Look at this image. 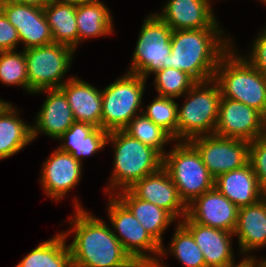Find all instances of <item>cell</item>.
<instances>
[{"mask_svg":"<svg viewBox=\"0 0 266 267\" xmlns=\"http://www.w3.org/2000/svg\"><path fill=\"white\" fill-rule=\"evenodd\" d=\"M156 14L172 30L222 28L212 8V0H166Z\"/></svg>","mask_w":266,"mask_h":267,"instance_id":"e0dca14e","label":"cell"},{"mask_svg":"<svg viewBox=\"0 0 266 267\" xmlns=\"http://www.w3.org/2000/svg\"><path fill=\"white\" fill-rule=\"evenodd\" d=\"M158 96L180 98L197 82L187 73L174 68H163L153 74Z\"/></svg>","mask_w":266,"mask_h":267,"instance_id":"d6a6232c","label":"cell"},{"mask_svg":"<svg viewBox=\"0 0 266 267\" xmlns=\"http://www.w3.org/2000/svg\"><path fill=\"white\" fill-rule=\"evenodd\" d=\"M19 44L17 29L0 10V52L16 50Z\"/></svg>","mask_w":266,"mask_h":267,"instance_id":"d590c367","label":"cell"},{"mask_svg":"<svg viewBox=\"0 0 266 267\" xmlns=\"http://www.w3.org/2000/svg\"><path fill=\"white\" fill-rule=\"evenodd\" d=\"M109 142L114 149V165L104 194L114 195L129 189L135 182L163 167V156L157 150L131 137L124 130L110 131L107 144Z\"/></svg>","mask_w":266,"mask_h":267,"instance_id":"3957f363","label":"cell"},{"mask_svg":"<svg viewBox=\"0 0 266 267\" xmlns=\"http://www.w3.org/2000/svg\"><path fill=\"white\" fill-rule=\"evenodd\" d=\"M261 31V32H260ZM251 43L250 54L243 57L258 71L266 76V27L260 30Z\"/></svg>","mask_w":266,"mask_h":267,"instance_id":"e575fe53","label":"cell"},{"mask_svg":"<svg viewBox=\"0 0 266 267\" xmlns=\"http://www.w3.org/2000/svg\"><path fill=\"white\" fill-rule=\"evenodd\" d=\"M0 10L17 29L20 44L24 47L23 50L53 43L52 33L43 8L0 1Z\"/></svg>","mask_w":266,"mask_h":267,"instance_id":"4fadbf2b","label":"cell"},{"mask_svg":"<svg viewBox=\"0 0 266 267\" xmlns=\"http://www.w3.org/2000/svg\"><path fill=\"white\" fill-rule=\"evenodd\" d=\"M214 187L238 208L255 204L266 196L250 162L215 178Z\"/></svg>","mask_w":266,"mask_h":267,"instance_id":"44dd1931","label":"cell"},{"mask_svg":"<svg viewBox=\"0 0 266 267\" xmlns=\"http://www.w3.org/2000/svg\"><path fill=\"white\" fill-rule=\"evenodd\" d=\"M178 104V141H190L199 136L214 134L218 120L221 91L214 80L197 82Z\"/></svg>","mask_w":266,"mask_h":267,"instance_id":"5b68a950","label":"cell"},{"mask_svg":"<svg viewBox=\"0 0 266 267\" xmlns=\"http://www.w3.org/2000/svg\"><path fill=\"white\" fill-rule=\"evenodd\" d=\"M39 93H46L47 97L35 117L34 124H31L32 140L39 134L58 140L75 122L72 109L60 89H44L33 94Z\"/></svg>","mask_w":266,"mask_h":267,"instance_id":"ac0fdd59","label":"cell"},{"mask_svg":"<svg viewBox=\"0 0 266 267\" xmlns=\"http://www.w3.org/2000/svg\"><path fill=\"white\" fill-rule=\"evenodd\" d=\"M73 201L75 213L67 220L72 227L62 231L66 238L75 234L68 244L73 267H140L105 221L87 212L78 197Z\"/></svg>","mask_w":266,"mask_h":267,"instance_id":"6da1fadb","label":"cell"},{"mask_svg":"<svg viewBox=\"0 0 266 267\" xmlns=\"http://www.w3.org/2000/svg\"><path fill=\"white\" fill-rule=\"evenodd\" d=\"M172 32V28L156 13L146 16L127 72L147 79L149 75L168 68Z\"/></svg>","mask_w":266,"mask_h":267,"instance_id":"9c48e42d","label":"cell"},{"mask_svg":"<svg viewBox=\"0 0 266 267\" xmlns=\"http://www.w3.org/2000/svg\"><path fill=\"white\" fill-rule=\"evenodd\" d=\"M239 208L215 187L187 205L186 216L201 225L234 233Z\"/></svg>","mask_w":266,"mask_h":267,"instance_id":"2e32d148","label":"cell"},{"mask_svg":"<svg viewBox=\"0 0 266 267\" xmlns=\"http://www.w3.org/2000/svg\"><path fill=\"white\" fill-rule=\"evenodd\" d=\"M147 79L125 72L122 77L102 89L101 129L123 130L142 113Z\"/></svg>","mask_w":266,"mask_h":267,"instance_id":"52a82bcc","label":"cell"},{"mask_svg":"<svg viewBox=\"0 0 266 267\" xmlns=\"http://www.w3.org/2000/svg\"><path fill=\"white\" fill-rule=\"evenodd\" d=\"M59 89L65 94L75 121L101 128L102 90L78 76H72Z\"/></svg>","mask_w":266,"mask_h":267,"instance_id":"ffe728a7","label":"cell"},{"mask_svg":"<svg viewBox=\"0 0 266 267\" xmlns=\"http://www.w3.org/2000/svg\"><path fill=\"white\" fill-rule=\"evenodd\" d=\"M0 52V82L6 86H19L29 93L27 62L24 50Z\"/></svg>","mask_w":266,"mask_h":267,"instance_id":"1f68e13d","label":"cell"},{"mask_svg":"<svg viewBox=\"0 0 266 267\" xmlns=\"http://www.w3.org/2000/svg\"><path fill=\"white\" fill-rule=\"evenodd\" d=\"M107 131L86 122L75 121L57 141L61 151L70 153L82 163L84 157L98 153L107 145Z\"/></svg>","mask_w":266,"mask_h":267,"instance_id":"603a6c76","label":"cell"},{"mask_svg":"<svg viewBox=\"0 0 266 267\" xmlns=\"http://www.w3.org/2000/svg\"><path fill=\"white\" fill-rule=\"evenodd\" d=\"M168 245L169 251L161 246L159 259L153 267H166L162 257L167 256L168 252L185 267H206L201 249L197 246L191 232L181 222H177L171 243Z\"/></svg>","mask_w":266,"mask_h":267,"instance_id":"f1b7e54d","label":"cell"},{"mask_svg":"<svg viewBox=\"0 0 266 267\" xmlns=\"http://www.w3.org/2000/svg\"><path fill=\"white\" fill-rule=\"evenodd\" d=\"M189 142L197 149L214 179L249 162L250 142L216 134L195 137Z\"/></svg>","mask_w":266,"mask_h":267,"instance_id":"8fae6325","label":"cell"},{"mask_svg":"<svg viewBox=\"0 0 266 267\" xmlns=\"http://www.w3.org/2000/svg\"><path fill=\"white\" fill-rule=\"evenodd\" d=\"M201 249L206 267H228L235 263L232 248L234 233L193 222L187 216L180 221Z\"/></svg>","mask_w":266,"mask_h":267,"instance_id":"d6986e66","label":"cell"},{"mask_svg":"<svg viewBox=\"0 0 266 267\" xmlns=\"http://www.w3.org/2000/svg\"><path fill=\"white\" fill-rule=\"evenodd\" d=\"M0 1H10L19 4L35 6L38 8H44L52 0H0Z\"/></svg>","mask_w":266,"mask_h":267,"instance_id":"8d00e7d4","label":"cell"},{"mask_svg":"<svg viewBox=\"0 0 266 267\" xmlns=\"http://www.w3.org/2000/svg\"><path fill=\"white\" fill-rule=\"evenodd\" d=\"M112 18L109 8L101 0L76 2L78 46L88 38L106 37L113 33Z\"/></svg>","mask_w":266,"mask_h":267,"instance_id":"4316f807","label":"cell"},{"mask_svg":"<svg viewBox=\"0 0 266 267\" xmlns=\"http://www.w3.org/2000/svg\"><path fill=\"white\" fill-rule=\"evenodd\" d=\"M232 46L219 60L214 80L221 96L254 108L266 117V76Z\"/></svg>","mask_w":266,"mask_h":267,"instance_id":"277c9868","label":"cell"},{"mask_svg":"<svg viewBox=\"0 0 266 267\" xmlns=\"http://www.w3.org/2000/svg\"><path fill=\"white\" fill-rule=\"evenodd\" d=\"M163 156L167 170L185 205L214 188L215 179L204 165L201 155L189 141H175Z\"/></svg>","mask_w":266,"mask_h":267,"instance_id":"8992f818","label":"cell"},{"mask_svg":"<svg viewBox=\"0 0 266 267\" xmlns=\"http://www.w3.org/2000/svg\"><path fill=\"white\" fill-rule=\"evenodd\" d=\"M108 199L106 212L112 232L140 267H153L159 259L161 246L115 195H109Z\"/></svg>","mask_w":266,"mask_h":267,"instance_id":"ba28073f","label":"cell"},{"mask_svg":"<svg viewBox=\"0 0 266 267\" xmlns=\"http://www.w3.org/2000/svg\"><path fill=\"white\" fill-rule=\"evenodd\" d=\"M114 195L132 212L150 236L160 246H164L163 234L176 219L163 208L135 197L128 189Z\"/></svg>","mask_w":266,"mask_h":267,"instance_id":"cb8c5ba5","label":"cell"},{"mask_svg":"<svg viewBox=\"0 0 266 267\" xmlns=\"http://www.w3.org/2000/svg\"><path fill=\"white\" fill-rule=\"evenodd\" d=\"M8 101H4L3 99H0V110L7 104Z\"/></svg>","mask_w":266,"mask_h":267,"instance_id":"ab89813d","label":"cell"},{"mask_svg":"<svg viewBox=\"0 0 266 267\" xmlns=\"http://www.w3.org/2000/svg\"><path fill=\"white\" fill-rule=\"evenodd\" d=\"M128 190L135 197L168 211L178 222L187 214V206L164 167L135 182Z\"/></svg>","mask_w":266,"mask_h":267,"instance_id":"9a60e30c","label":"cell"},{"mask_svg":"<svg viewBox=\"0 0 266 267\" xmlns=\"http://www.w3.org/2000/svg\"><path fill=\"white\" fill-rule=\"evenodd\" d=\"M228 267H253V256L251 258L242 257L238 263Z\"/></svg>","mask_w":266,"mask_h":267,"instance_id":"74e56055","label":"cell"},{"mask_svg":"<svg viewBox=\"0 0 266 267\" xmlns=\"http://www.w3.org/2000/svg\"><path fill=\"white\" fill-rule=\"evenodd\" d=\"M50 27L53 42L77 50L78 27L76 23V2L52 0L43 8Z\"/></svg>","mask_w":266,"mask_h":267,"instance_id":"484cf974","label":"cell"},{"mask_svg":"<svg viewBox=\"0 0 266 267\" xmlns=\"http://www.w3.org/2000/svg\"><path fill=\"white\" fill-rule=\"evenodd\" d=\"M214 134L252 142L266 134L265 117L242 102L221 96Z\"/></svg>","mask_w":266,"mask_h":267,"instance_id":"7c38bea8","label":"cell"},{"mask_svg":"<svg viewBox=\"0 0 266 267\" xmlns=\"http://www.w3.org/2000/svg\"><path fill=\"white\" fill-rule=\"evenodd\" d=\"M249 162L262 191L266 194V134L250 142Z\"/></svg>","mask_w":266,"mask_h":267,"instance_id":"836d02e7","label":"cell"},{"mask_svg":"<svg viewBox=\"0 0 266 267\" xmlns=\"http://www.w3.org/2000/svg\"><path fill=\"white\" fill-rule=\"evenodd\" d=\"M255 257V255L253 256V267H266V258H262V259H258Z\"/></svg>","mask_w":266,"mask_h":267,"instance_id":"f35d334b","label":"cell"},{"mask_svg":"<svg viewBox=\"0 0 266 267\" xmlns=\"http://www.w3.org/2000/svg\"><path fill=\"white\" fill-rule=\"evenodd\" d=\"M83 164L70 153L55 149L45 160L40 171V184L45 195L59 202L82 179Z\"/></svg>","mask_w":266,"mask_h":267,"instance_id":"5bb4252c","label":"cell"},{"mask_svg":"<svg viewBox=\"0 0 266 267\" xmlns=\"http://www.w3.org/2000/svg\"><path fill=\"white\" fill-rule=\"evenodd\" d=\"M123 130L141 143L154 148L162 156L167 152L165 144L175 142L168 132L153 123L143 113L136 115Z\"/></svg>","mask_w":266,"mask_h":267,"instance_id":"f546056e","label":"cell"},{"mask_svg":"<svg viewBox=\"0 0 266 267\" xmlns=\"http://www.w3.org/2000/svg\"><path fill=\"white\" fill-rule=\"evenodd\" d=\"M15 267H73L67 238L60 232L41 242Z\"/></svg>","mask_w":266,"mask_h":267,"instance_id":"83f0119b","label":"cell"},{"mask_svg":"<svg viewBox=\"0 0 266 267\" xmlns=\"http://www.w3.org/2000/svg\"><path fill=\"white\" fill-rule=\"evenodd\" d=\"M178 104L174 98L156 96L142 113L178 141Z\"/></svg>","mask_w":266,"mask_h":267,"instance_id":"4dcf8cb0","label":"cell"},{"mask_svg":"<svg viewBox=\"0 0 266 267\" xmlns=\"http://www.w3.org/2000/svg\"><path fill=\"white\" fill-rule=\"evenodd\" d=\"M12 103L0 110V161L10 158L29 145L32 140V126L19 116Z\"/></svg>","mask_w":266,"mask_h":267,"instance_id":"d4e9b609","label":"cell"},{"mask_svg":"<svg viewBox=\"0 0 266 267\" xmlns=\"http://www.w3.org/2000/svg\"><path fill=\"white\" fill-rule=\"evenodd\" d=\"M74 54L70 47L55 42L24 50L29 94L44 89H59L72 78L64 80L63 77L70 70Z\"/></svg>","mask_w":266,"mask_h":267,"instance_id":"30bf717a","label":"cell"},{"mask_svg":"<svg viewBox=\"0 0 266 267\" xmlns=\"http://www.w3.org/2000/svg\"><path fill=\"white\" fill-rule=\"evenodd\" d=\"M73 2H88V1H98V0H70Z\"/></svg>","mask_w":266,"mask_h":267,"instance_id":"60d3db41","label":"cell"},{"mask_svg":"<svg viewBox=\"0 0 266 267\" xmlns=\"http://www.w3.org/2000/svg\"><path fill=\"white\" fill-rule=\"evenodd\" d=\"M238 237L240 254L251 258L253 251L266 247V196L252 205L238 210V221L234 231Z\"/></svg>","mask_w":266,"mask_h":267,"instance_id":"7402d4cb","label":"cell"},{"mask_svg":"<svg viewBox=\"0 0 266 267\" xmlns=\"http://www.w3.org/2000/svg\"><path fill=\"white\" fill-rule=\"evenodd\" d=\"M222 29L173 30L168 68L179 69L196 82L214 79L220 58L234 44Z\"/></svg>","mask_w":266,"mask_h":267,"instance_id":"7a4b0ae2","label":"cell"},{"mask_svg":"<svg viewBox=\"0 0 266 267\" xmlns=\"http://www.w3.org/2000/svg\"><path fill=\"white\" fill-rule=\"evenodd\" d=\"M262 3L266 4V0H260Z\"/></svg>","mask_w":266,"mask_h":267,"instance_id":"b9f144b4","label":"cell"}]
</instances>
